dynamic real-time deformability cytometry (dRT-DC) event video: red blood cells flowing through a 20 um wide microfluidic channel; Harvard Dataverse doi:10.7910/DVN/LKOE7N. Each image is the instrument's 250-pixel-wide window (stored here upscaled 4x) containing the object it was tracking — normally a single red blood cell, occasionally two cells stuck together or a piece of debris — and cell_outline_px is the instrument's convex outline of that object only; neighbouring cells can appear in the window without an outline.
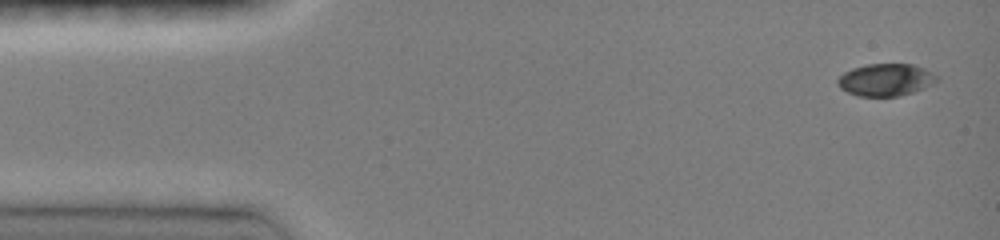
{"species": "common noctule bat (a hibernating species)", "species_latin": "Nyctalus noctula", "temperature_condition": "room temperature", "stored_images_in_passage": 16, "camera_frame_rate_fps": 3000, "um_per_image_px": 0.085, "animal": {"sex": "female", "body_mass_g": 19.0, "forearm_length_mm": 51.5}, "frame": {"image": 1, "passage_image": 1, "time_ms": 0.0, "image_size_px": [1000, 240], "cell_outline_px": [[940, 80], [924, 88], [900, 96], [856, 96], [840, 88], [836, 84], [836, 80], [844, 72], [852, 68], [868, 64], [912, 64], [924, 68], [940, 76]], "centroid_in_image_um": [75.3, 6.78], "position_along_channel_um": 9.7, "area_um2": 18.84}}
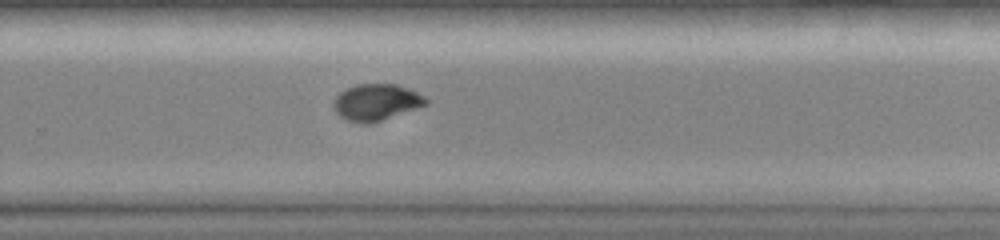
{"frame": {"image": 2, "passage_image": 14, "time_ms": 9.667, "image_size_px": [1000, 240], "cell_outline_px": [[428, 104], [368, 124], [364, 124], [348, 120], [340, 116], [336, 112], [332, 104], [336, 96], [340, 92], [356, 84], [396, 84], [408, 88], [424, 96], [428, 100]], "centroid_in_image_um": [31.96, 8.68], "position_along_channel_um": 297.8, "area_um2": 19.36}}
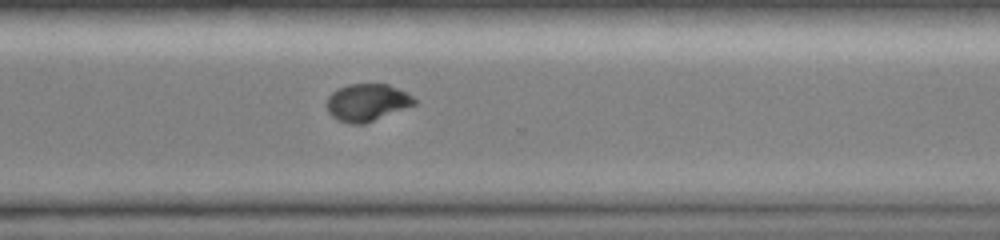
{"frame": {"image": 3, "passage_image": 16, "time_ms": 10.667, "image_size_px": [1000, 240], "cell_outline_px": [[416, 104], [364, 124], [352, 124], [340, 120], [332, 116], [328, 112], [328, 96], [332, 92], [348, 84], [388, 84], [412, 96], [416, 100]], "centroid_in_image_um": [31.2, 8.71], "position_along_channel_um": 339.4, "area_um2": 18.67}}